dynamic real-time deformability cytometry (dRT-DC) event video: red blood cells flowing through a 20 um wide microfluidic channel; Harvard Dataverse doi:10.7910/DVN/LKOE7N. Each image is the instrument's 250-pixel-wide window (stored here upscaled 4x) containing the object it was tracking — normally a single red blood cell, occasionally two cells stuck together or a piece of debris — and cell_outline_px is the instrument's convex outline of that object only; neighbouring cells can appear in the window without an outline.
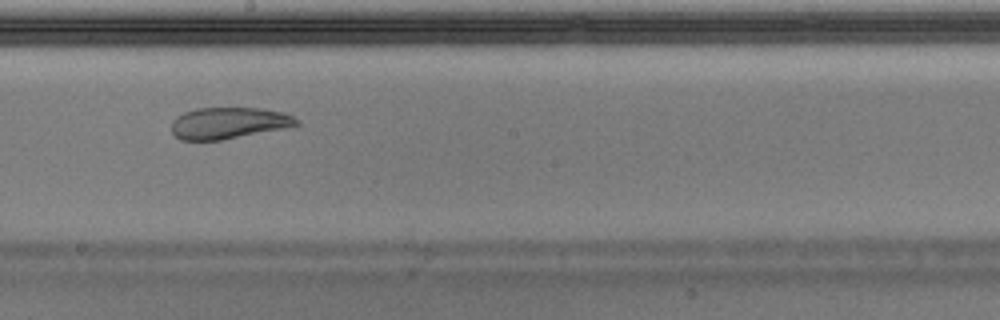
{"species": "Egyptian fruit bat (a non-hibernating species)", "species_latin": "Rousettus aegyptiacus", "temperature_condition": "warm", "stored_images_in_passage": 44, "camera_frame_rate_fps": 3000, "um_per_image_px": 0.085, "animal": {"sex": "male"}, "frame": {"image": 1, "passage_image": 22, "time_ms": 7.0, "image_size_px": [1000, 320], "cell_outline_px": [[300, 124], [284, 128], [220, 140], [180, 140], [172, 136], [172, 120], [176, 116], [184, 112], [196, 108], [260, 108], [284, 112], [300, 120]], "centroid_in_image_um": [19.4, 10.45], "position_along_channel_um": 228.8, "area_um2": 23.0}}
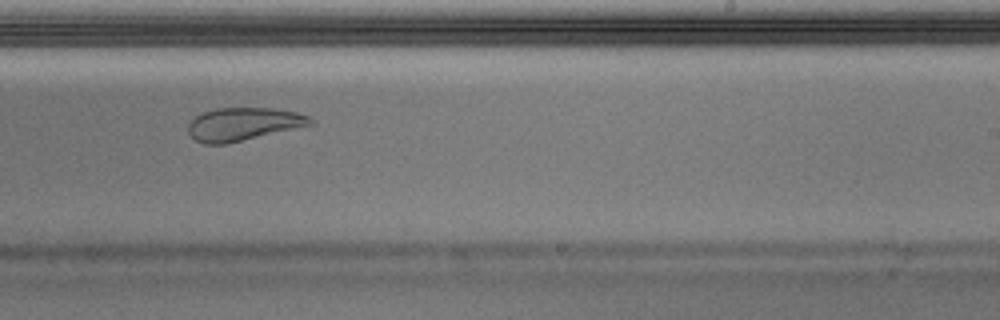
{"frame": {"image": 2, "passage_image": 25, "time_ms": 8.0, "image_size_px": [1000, 320], "cell_outline_px": [[316, 124], [228, 144], [204, 144], [196, 140], [188, 132], [188, 124], [196, 116], [204, 112], [216, 108], [272, 108], [296, 112], [308, 116]], "centroid_in_image_um": [20.7, 10.56], "position_along_channel_um": 268.3, "area_um2": 23.58}}
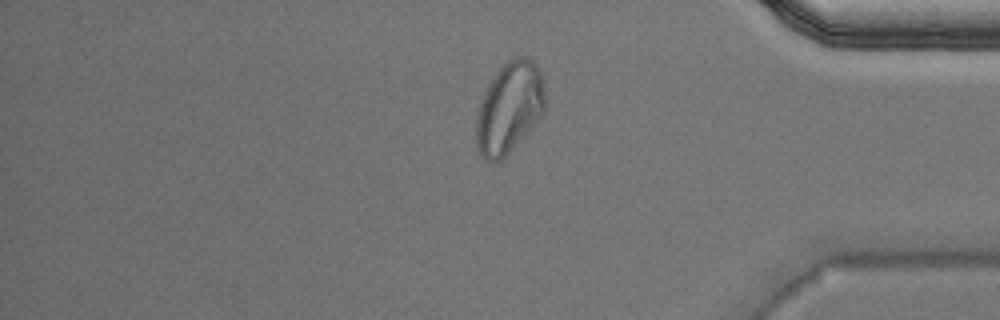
{"frame": {"image": 3, "passage_image": 36, "time_ms": 11.667, "image_size_px": [1000, 320], "cell_outline_px": [[544, 108], [540, 116], [508, 152], [500, 160], [492, 164], [484, 160], [480, 156], [476, 144], [476, 120], [480, 104], [488, 84], [496, 72], [508, 60], [516, 56], [528, 56], [536, 64], [544, 80]], "centroid_in_image_um": [43.27, 9.14], "position_along_channel_um": 391.9, "area_um2": 36.13}, "authors_computed_cell_mechanics": {"area_um2": 25.0852, "velocity_mm_per_s": 3.9527, "shape_relaxation_time_tau1_ms": null, "shape_relaxation_time_tau2_ms": 1.2693, "deformation_change_tau1": null, "deformation_change_tau2": 0.0774}}